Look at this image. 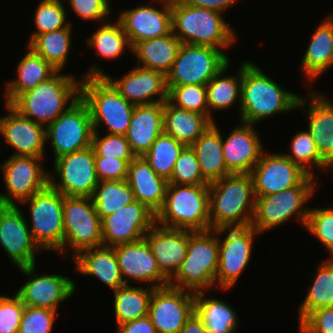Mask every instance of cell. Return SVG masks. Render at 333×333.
<instances>
[{"label":"cell","instance_id":"cell-1","mask_svg":"<svg viewBox=\"0 0 333 333\" xmlns=\"http://www.w3.org/2000/svg\"><path fill=\"white\" fill-rule=\"evenodd\" d=\"M300 97L280 87L251 61H243L239 121L257 125L275 114L296 111Z\"/></svg>","mask_w":333,"mask_h":333},{"label":"cell","instance_id":"cell-2","mask_svg":"<svg viewBox=\"0 0 333 333\" xmlns=\"http://www.w3.org/2000/svg\"><path fill=\"white\" fill-rule=\"evenodd\" d=\"M56 71L36 87L20 94L10 105L22 116L47 128L81 98V81Z\"/></svg>","mask_w":333,"mask_h":333},{"label":"cell","instance_id":"cell-3","mask_svg":"<svg viewBox=\"0 0 333 333\" xmlns=\"http://www.w3.org/2000/svg\"><path fill=\"white\" fill-rule=\"evenodd\" d=\"M256 197L251 174H229L209 184L211 230L252 224Z\"/></svg>","mask_w":333,"mask_h":333},{"label":"cell","instance_id":"cell-4","mask_svg":"<svg viewBox=\"0 0 333 333\" xmlns=\"http://www.w3.org/2000/svg\"><path fill=\"white\" fill-rule=\"evenodd\" d=\"M221 12L171 0V25L182 44L229 49L236 41V32Z\"/></svg>","mask_w":333,"mask_h":333},{"label":"cell","instance_id":"cell-5","mask_svg":"<svg viewBox=\"0 0 333 333\" xmlns=\"http://www.w3.org/2000/svg\"><path fill=\"white\" fill-rule=\"evenodd\" d=\"M218 253L219 235L215 230H188L186 257L168 285L194 293L216 287Z\"/></svg>","mask_w":333,"mask_h":333},{"label":"cell","instance_id":"cell-6","mask_svg":"<svg viewBox=\"0 0 333 333\" xmlns=\"http://www.w3.org/2000/svg\"><path fill=\"white\" fill-rule=\"evenodd\" d=\"M156 223L190 231L211 230L209 184H168L163 206L156 213Z\"/></svg>","mask_w":333,"mask_h":333},{"label":"cell","instance_id":"cell-7","mask_svg":"<svg viewBox=\"0 0 333 333\" xmlns=\"http://www.w3.org/2000/svg\"><path fill=\"white\" fill-rule=\"evenodd\" d=\"M81 99L88 105L93 131L103 124L107 134L125 136L135 105L129 103L104 76L82 78Z\"/></svg>","mask_w":333,"mask_h":333},{"label":"cell","instance_id":"cell-8","mask_svg":"<svg viewBox=\"0 0 333 333\" xmlns=\"http://www.w3.org/2000/svg\"><path fill=\"white\" fill-rule=\"evenodd\" d=\"M316 178L317 176L308 175L298 186L256 197L251 225L261 234L296 217L305 227L310 210L305 204L316 190Z\"/></svg>","mask_w":333,"mask_h":333},{"label":"cell","instance_id":"cell-9","mask_svg":"<svg viewBox=\"0 0 333 333\" xmlns=\"http://www.w3.org/2000/svg\"><path fill=\"white\" fill-rule=\"evenodd\" d=\"M28 204L31 224L28 225L35 243L41 250H51L63 255L64 195L48 185L20 204Z\"/></svg>","mask_w":333,"mask_h":333},{"label":"cell","instance_id":"cell-10","mask_svg":"<svg viewBox=\"0 0 333 333\" xmlns=\"http://www.w3.org/2000/svg\"><path fill=\"white\" fill-rule=\"evenodd\" d=\"M63 224V255L71 249L73 258L84 249L103 245L101 218L91 197L64 196Z\"/></svg>","mask_w":333,"mask_h":333},{"label":"cell","instance_id":"cell-11","mask_svg":"<svg viewBox=\"0 0 333 333\" xmlns=\"http://www.w3.org/2000/svg\"><path fill=\"white\" fill-rule=\"evenodd\" d=\"M229 62L228 55L218 48L182 44L166 75L167 86L206 85Z\"/></svg>","mask_w":333,"mask_h":333},{"label":"cell","instance_id":"cell-12","mask_svg":"<svg viewBox=\"0 0 333 333\" xmlns=\"http://www.w3.org/2000/svg\"><path fill=\"white\" fill-rule=\"evenodd\" d=\"M215 231L219 235L216 287L226 291L233 288L244 273L251 259L254 238L260 233L252 225L221 227ZM223 234H226L225 238Z\"/></svg>","mask_w":333,"mask_h":333},{"label":"cell","instance_id":"cell-13","mask_svg":"<svg viewBox=\"0 0 333 333\" xmlns=\"http://www.w3.org/2000/svg\"><path fill=\"white\" fill-rule=\"evenodd\" d=\"M49 185L64 196L92 197L98 178L95 170V153L90 146L54 159Z\"/></svg>","mask_w":333,"mask_h":333},{"label":"cell","instance_id":"cell-14","mask_svg":"<svg viewBox=\"0 0 333 333\" xmlns=\"http://www.w3.org/2000/svg\"><path fill=\"white\" fill-rule=\"evenodd\" d=\"M43 160L44 157L11 155L1 165L7 194H0V205H20L17 203L49 185V171L44 168Z\"/></svg>","mask_w":333,"mask_h":333},{"label":"cell","instance_id":"cell-15","mask_svg":"<svg viewBox=\"0 0 333 333\" xmlns=\"http://www.w3.org/2000/svg\"><path fill=\"white\" fill-rule=\"evenodd\" d=\"M92 134L90 110L81 98L46 128L55 159L89 148Z\"/></svg>","mask_w":333,"mask_h":333},{"label":"cell","instance_id":"cell-16","mask_svg":"<svg viewBox=\"0 0 333 333\" xmlns=\"http://www.w3.org/2000/svg\"><path fill=\"white\" fill-rule=\"evenodd\" d=\"M81 78L104 76L131 104L144 105L168 100L166 75L162 72L134 66L120 79H113L96 63ZM155 96V98H154Z\"/></svg>","mask_w":333,"mask_h":333},{"label":"cell","instance_id":"cell-17","mask_svg":"<svg viewBox=\"0 0 333 333\" xmlns=\"http://www.w3.org/2000/svg\"><path fill=\"white\" fill-rule=\"evenodd\" d=\"M187 291L170 285L153 289L148 316L157 333H180L193 315L195 293Z\"/></svg>","mask_w":333,"mask_h":333},{"label":"cell","instance_id":"cell-18","mask_svg":"<svg viewBox=\"0 0 333 333\" xmlns=\"http://www.w3.org/2000/svg\"><path fill=\"white\" fill-rule=\"evenodd\" d=\"M24 216L18 205H0V246L17 268L36 264L42 251Z\"/></svg>","mask_w":333,"mask_h":333},{"label":"cell","instance_id":"cell-19","mask_svg":"<svg viewBox=\"0 0 333 333\" xmlns=\"http://www.w3.org/2000/svg\"><path fill=\"white\" fill-rule=\"evenodd\" d=\"M35 265L18 268L28 280L20 286L16 294L25 306L57 311L60 303L73 296L76 290L75 282L59 274L40 275L35 271Z\"/></svg>","mask_w":333,"mask_h":333},{"label":"cell","instance_id":"cell-20","mask_svg":"<svg viewBox=\"0 0 333 333\" xmlns=\"http://www.w3.org/2000/svg\"><path fill=\"white\" fill-rule=\"evenodd\" d=\"M101 223L103 245L115 247L143 239L156 223V214L146 205L134 201L102 218Z\"/></svg>","mask_w":333,"mask_h":333},{"label":"cell","instance_id":"cell-21","mask_svg":"<svg viewBox=\"0 0 333 333\" xmlns=\"http://www.w3.org/2000/svg\"><path fill=\"white\" fill-rule=\"evenodd\" d=\"M251 171L255 197L298 186L309 174L284 154H264Z\"/></svg>","mask_w":333,"mask_h":333},{"label":"cell","instance_id":"cell-22","mask_svg":"<svg viewBox=\"0 0 333 333\" xmlns=\"http://www.w3.org/2000/svg\"><path fill=\"white\" fill-rule=\"evenodd\" d=\"M161 2V9L153 5H140L121 12L117 20L123 26L131 46L135 43L162 37L172 32L171 0H156Z\"/></svg>","mask_w":333,"mask_h":333},{"label":"cell","instance_id":"cell-23","mask_svg":"<svg viewBox=\"0 0 333 333\" xmlns=\"http://www.w3.org/2000/svg\"><path fill=\"white\" fill-rule=\"evenodd\" d=\"M114 249L126 285L131 283L130 279L147 283L152 288L169 284V280L160 272L152 250L144 238L115 246Z\"/></svg>","mask_w":333,"mask_h":333},{"label":"cell","instance_id":"cell-24","mask_svg":"<svg viewBox=\"0 0 333 333\" xmlns=\"http://www.w3.org/2000/svg\"><path fill=\"white\" fill-rule=\"evenodd\" d=\"M7 114L0 117V133L5 142L16 151L12 156L44 157L46 128L22 116L10 104Z\"/></svg>","mask_w":333,"mask_h":333},{"label":"cell","instance_id":"cell-25","mask_svg":"<svg viewBox=\"0 0 333 333\" xmlns=\"http://www.w3.org/2000/svg\"><path fill=\"white\" fill-rule=\"evenodd\" d=\"M223 142V156L232 174H250L261 158L264 148L254 124L240 121Z\"/></svg>","mask_w":333,"mask_h":333},{"label":"cell","instance_id":"cell-26","mask_svg":"<svg viewBox=\"0 0 333 333\" xmlns=\"http://www.w3.org/2000/svg\"><path fill=\"white\" fill-rule=\"evenodd\" d=\"M156 259L160 272L170 280L185 259L188 249V230L161 226L155 223L144 235Z\"/></svg>","mask_w":333,"mask_h":333},{"label":"cell","instance_id":"cell-27","mask_svg":"<svg viewBox=\"0 0 333 333\" xmlns=\"http://www.w3.org/2000/svg\"><path fill=\"white\" fill-rule=\"evenodd\" d=\"M310 89L309 95L299 98L297 110L308 106L304 110L309 118L307 129L321 158L328 163L333 158V101Z\"/></svg>","mask_w":333,"mask_h":333},{"label":"cell","instance_id":"cell-28","mask_svg":"<svg viewBox=\"0 0 333 333\" xmlns=\"http://www.w3.org/2000/svg\"><path fill=\"white\" fill-rule=\"evenodd\" d=\"M164 102L136 105L125 135L136 157L145 155L164 132Z\"/></svg>","mask_w":333,"mask_h":333},{"label":"cell","instance_id":"cell-29","mask_svg":"<svg viewBox=\"0 0 333 333\" xmlns=\"http://www.w3.org/2000/svg\"><path fill=\"white\" fill-rule=\"evenodd\" d=\"M126 180L136 201L146 205L155 214L162 208L169 183L156 174L143 156L135 157L129 163Z\"/></svg>","mask_w":333,"mask_h":333},{"label":"cell","instance_id":"cell-30","mask_svg":"<svg viewBox=\"0 0 333 333\" xmlns=\"http://www.w3.org/2000/svg\"><path fill=\"white\" fill-rule=\"evenodd\" d=\"M75 263V271L84 276H93L107 285L111 290L122 287L125 284L114 247L99 246L80 251L72 258Z\"/></svg>","mask_w":333,"mask_h":333},{"label":"cell","instance_id":"cell-31","mask_svg":"<svg viewBox=\"0 0 333 333\" xmlns=\"http://www.w3.org/2000/svg\"><path fill=\"white\" fill-rule=\"evenodd\" d=\"M301 61L308 81L318 79L333 66V14L318 24Z\"/></svg>","mask_w":333,"mask_h":333},{"label":"cell","instance_id":"cell-32","mask_svg":"<svg viewBox=\"0 0 333 333\" xmlns=\"http://www.w3.org/2000/svg\"><path fill=\"white\" fill-rule=\"evenodd\" d=\"M203 178L210 184L232 174L224 161L222 133L214 122L192 145Z\"/></svg>","mask_w":333,"mask_h":333},{"label":"cell","instance_id":"cell-33","mask_svg":"<svg viewBox=\"0 0 333 333\" xmlns=\"http://www.w3.org/2000/svg\"><path fill=\"white\" fill-rule=\"evenodd\" d=\"M182 45L172 32L162 37L146 39L132 46V53L138 59L137 66L156 70L167 75Z\"/></svg>","mask_w":333,"mask_h":333},{"label":"cell","instance_id":"cell-34","mask_svg":"<svg viewBox=\"0 0 333 333\" xmlns=\"http://www.w3.org/2000/svg\"><path fill=\"white\" fill-rule=\"evenodd\" d=\"M212 124L204 114L175 107L168 100L164 102V133L185 146H191Z\"/></svg>","mask_w":333,"mask_h":333},{"label":"cell","instance_id":"cell-35","mask_svg":"<svg viewBox=\"0 0 333 333\" xmlns=\"http://www.w3.org/2000/svg\"><path fill=\"white\" fill-rule=\"evenodd\" d=\"M17 78L5 86V103L11 104L20 94L36 87L51 77L57 70L30 47L16 66Z\"/></svg>","mask_w":333,"mask_h":333},{"label":"cell","instance_id":"cell-36","mask_svg":"<svg viewBox=\"0 0 333 333\" xmlns=\"http://www.w3.org/2000/svg\"><path fill=\"white\" fill-rule=\"evenodd\" d=\"M206 291L195 293V313L208 333H236L238 316L233 307L220 299L206 297Z\"/></svg>","mask_w":333,"mask_h":333},{"label":"cell","instance_id":"cell-37","mask_svg":"<svg viewBox=\"0 0 333 333\" xmlns=\"http://www.w3.org/2000/svg\"><path fill=\"white\" fill-rule=\"evenodd\" d=\"M229 62L207 84V104L209 119L214 123L213 111L228 110L233 104L241 103L242 63L238 74L225 76L230 66ZM212 113V114H211Z\"/></svg>","mask_w":333,"mask_h":333},{"label":"cell","instance_id":"cell-38","mask_svg":"<svg viewBox=\"0 0 333 333\" xmlns=\"http://www.w3.org/2000/svg\"><path fill=\"white\" fill-rule=\"evenodd\" d=\"M311 288L298 309L299 324L313 311L333 307V258H327L316 268Z\"/></svg>","mask_w":333,"mask_h":333},{"label":"cell","instance_id":"cell-39","mask_svg":"<svg viewBox=\"0 0 333 333\" xmlns=\"http://www.w3.org/2000/svg\"><path fill=\"white\" fill-rule=\"evenodd\" d=\"M153 289L129 284L113 290L116 326L147 316Z\"/></svg>","mask_w":333,"mask_h":333},{"label":"cell","instance_id":"cell-40","mask_svg":"<svg viewBox=\"0 0 333 333\" xmlns=\"http://www.w3.org/2000/svg\"><path fill=\"white\" fill-rule=\"evenodd\" d=\"M72 27L36 35L27 47L43 57L57 71L66 67L70 53Z\"/></svg>","mask_w":333,"mask_h":333},{"label":"cell","instance_id":"cell-41","mask_svg":"<svg viewBox=\"0 0 333 333\" xmlns=\"http://www.w3.org/2000/svg\"><path fill=\"white\" fill-rule=\"evenodd\" d=\"M91 198L101 219L136 201L127 180L99 181Z\"/></svg>","mask_w":333,"mask_h":333},{"label":"cell","instance_id":"cell-42","mask_svg":"<svg viewBox=\"0 0 333 333\" xmlns=\"http://www.w3.org/2000/svg\"><path fill=\"white\" fill-rule=\"evenodd\" d=\"M100 24L101 27L86 39L87 46L94 48L97 55L111 60L119 58L126 48L132 50L128 36L118 20Z\"/></svg>","mask_w":333,"mask_h":333},{"label":"cell","instance_id":"cell-43","mask_svg":"<svg viewBox=\"0 0 333 333\" xmlns=\"http://www.w3.org/2000/svg\"><path fill=\"white\" fill-rule=\"evenodd\" d=\"M184 147L183 143L163 132L143 157L158 176L169 181L174 164Z\"/></svg>","mask_w":333,"mask_h":333},{"label":"cell","instance_id":"cell-44","mask_svg":"<svg viewBox=\"0 0 333 333\" xmlns=\"http://www.w3.org/2000/svg\"><path fill=\"white\" fill-rule=\"evenodd\" d=\"M290 153H283L286 157L298 164L309 175L316 176L314 168L325 172L327 163L321 158L315 142L308 130L298 131L291 140Z\"/></svg>","mask_w":333,"mask_h":333},{"label":"cell","instance_id":"cell-45","mask_svg":"<svg viewBox=\"0 0 333 333\" xmlns=\"http://www.w3.org/2000/svg\"><path fill=\"white\" fill-rule=\"evenodd\" d=\"M64 6L62 0H41L34 14L36 30L31 34L28 42L36 35L72 27L71 22H67L68 17Z\"/></svg>","mask_w":333,"mask_h":333},{"label":"cell","instance_id":"cell-46","mask_svg":"<svg viewBox=\"0 0 333 333\" xmlns=\"http://www.w3.org/2000/svg\"><path fill=\"white\" fill-rule=\"evenodd\" d=\"M168 101L175 107L204 114L209 118L206 85L167 86Z\"/></svg>","mask_w":333,"mask_h":333},{"label":"cell","instance_id":"cell-47","mask_svg":"<svg viewBox=\"0 0 333 333\" xmlns=\"http://www.w3.org/2000/svg\"><path fill=\"white\" fill-rule=\"evenodd\" d=\"M169 184L200 185L209 184L199 168V163L191 146H185L176 160Z\"/></svg>","mask_w":333,"mask_h":333},{"label":"cell","instance_id":"cell-48","mask_svg":"<svg viewBox=\"0 0 333 333\" xmlns=\"http://www.w3.org/2000/svg\"><path fill=\"white\" fill-rule=\"evenodd\" d=\"M305 229L324 245L333 258V207L310 208Z\"/></svg>","mask_w":333,"mask_h":333},{"label":"cell","instance_id":"cell-49","mask_svg":"<svg viewBox=\"0 0 333 333\" xmlns=\"http://www.w3.org/2000/svg\"><path fill=\"white\" fill-rule=\"evenodd\" d=\"M91 147L95 156H106L122 160H133L136 156L125 136L105 134L102 137L99 131H93Z\"/></svg>","mask_w":333,"mask_h":333},{"label":"cell","instance_id":"cell-50","mask_svg":"<svg viewBox=\"0 0 333 333\" xmlns=\"http://www.w3.org/2000/svg\"><path fill=\"white\" fill-rule=\"evenodd\" d=\"M57 311L25 306L18 333H51Z\"/></svg>","mask_w":333,"mask_h":333},{"label":"cell","instance_id":"cell-51","mask_svg":"<svg viewBox=\"0 0 333 333\" xmlns=\"http://www.w3.org/2000/svg\"><path fill=\"white\" fill-rule=\"evenodd\" d=\"M24 307L16 293L0 295V333H18Z\"/></svg>","mask_w":333,"mask_h":333},{"label":"cell","instance_id":"cell-52","mask_svg":"<svg viewBox=\"0 0 333 333\" xmlns=\"http://www.w3.org/2000/svg\"><path fill=\"white\" fill-rule=\"evenodd\" d=\"M68 6L84 21H102L106 23L107 16L111 13L110 0H67ZM106 18V20H105Z\"/></svg>","mask_w":333,"mask_h":333},{"label":"cell","instance_id":"cell-53","mask_svg":"<svg viewBox=\"0 0 333 333\" xmlns=\"http://www.w3.org/2000/svg\"><path fill=\"white\" fill-rule=\"evenodd\" d=\"M131 161L114 157L95 156V170L98 180H126Z\"/></svg>","mask_w":333,"mask_h":333},{"label":"cell","instance_id":"cell-54","mask_svg":"<svg viewBox=\"0 0 333 333\" xmlns=\"http://www.w3.org/2000/svg\"><path fill=\"white\" fill-rule=\"evenodd\" d=\"M298 327V333H333V307L311 312Z\"/></svg>","mask_w":333,"mask_h":333},{"label":"cell","instance_id":"cell-55","mask_svg":"<svg viewBox=\"0 0 333 333\" xmlns=\"http://www.w3.org/2000/svg\"><path fill=\"white\" fill-rule=\"evenodd\" d=\"M117 329L116 333H157L148 315L123 323L117 326Z\"/></svg>","mask_w":333,"mask_h":333},{"label":"cell","instance_id":"cell-56","mask_svg":"<svg viewBox=\"0 0 333 333\" xmlns=\"http://www.w3.org/2000/svg\"><path fill=\"white\" fill-rule=\"evenodd\" d=\"M182 1L191 6L207 8L217 12L225 13L228 10V8L230 9V7L239 0H182Z\"/></svg>","mask_w":333,"mask_h":333},{"label":"cell","instance_id":"cell-57","mask_svg":"<svg viewBox=\"0 0 333 333\" xmlns=\"http://www.w3.org/2000/svg\"><path fill=\"white\" fill-rule=\"evenodd\" d=\"M180 333H208L202 320L194 312L187 320Z\"/></svg>","mask_w":333,"mask_h":333},{"label":"cell","instance_id":"cell-58","mask_svg":"<svg viewBox=\"0 0 333 333\" xmlns=\"http://www.w3.org/2000/svg\"><path fill=\"white\" fill-rule=\"evenodd\" d=\"M333 171V158L327 163V165H326V169H325V172H327V171Z\"/></svg>","mask_w":333,"mask_h":333}]
</instances>
